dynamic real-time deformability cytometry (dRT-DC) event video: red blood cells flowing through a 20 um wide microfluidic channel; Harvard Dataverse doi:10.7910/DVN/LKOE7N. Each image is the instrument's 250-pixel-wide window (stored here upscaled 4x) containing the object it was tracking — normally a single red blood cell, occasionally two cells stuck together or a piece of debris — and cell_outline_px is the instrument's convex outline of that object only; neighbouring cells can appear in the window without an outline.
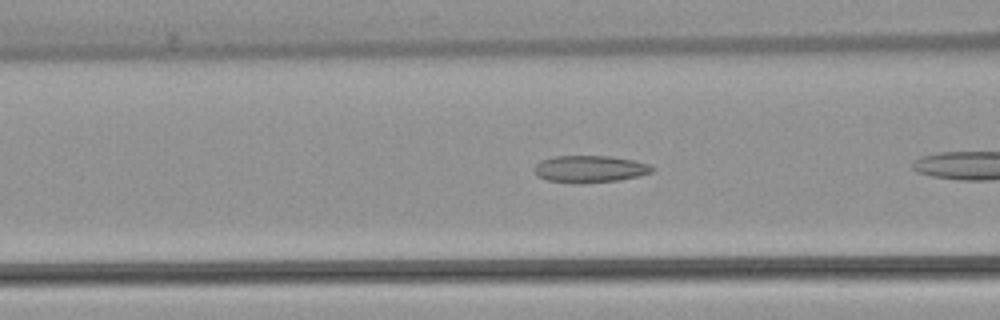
{"species": "common noctule bat (a hibernating species)", "species_latin": "Nyctalus noctula", "temperature_condition": "warm", "stored_images_in_passage": 7, "camera_frame_rate_fps": 3000, "um_per_image_px": 0.085, "animal": {"sex": "female", "body_mass_g": 22.7, "forearm_length_mm": 54.2}, "frame": {"image": 1, "passage_image": 5, "time_ms": 1.333, "image_size_px": [1000, 320], "cell_outline_px": [[656, 168], [652, 172], [640, 176], [620, 180], [580, 184], [576, 184], [548, 180], [536, 176], [536, 164], [540, 160], [552, 156], [608, 156], [632, 160], [652, 164]], "centroid_in_image_um": [50.17, 14.37], "position_along_channel_um": 116.4, "area_um2": 18.79}}